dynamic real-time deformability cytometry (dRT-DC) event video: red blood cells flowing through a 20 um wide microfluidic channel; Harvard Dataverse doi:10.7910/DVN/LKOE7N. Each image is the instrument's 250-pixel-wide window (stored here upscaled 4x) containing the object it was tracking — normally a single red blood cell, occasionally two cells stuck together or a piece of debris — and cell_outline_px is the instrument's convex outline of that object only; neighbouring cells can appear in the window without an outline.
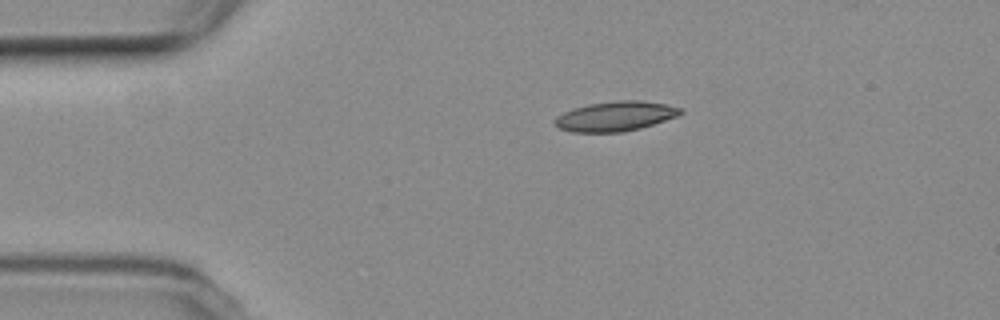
{"species": "common noctule bat (a hibernating species)", "species_latin": "Nyctalus noctula", "temperature_condition": "room temperature", "stored_images_in_passage": 3, "camera_frame_rate_fps": 3000, "um_per_image_px": 0.085, "animal": {"sex": "female", "body_mass_g": 19.3, "forearm_length_mm": 54.1}, "frame": {"image": 1, "passage_image": 1, "time_ms": 0.0, "image_size_px": [1000, 320], "cell_outline_px": [[684, 112], [676, 116], [640, 128], [620, 132], [572, 132], [560, 128], [552, 120], [556, 116], [572, 108], [588, 104], [616, 100], [640, 100], [664, 104], [680, 108]], "centroid_in_image_um": [52.26, 9.87], "position_along_channel_um": 32.7, "area_um2": 21.62}}
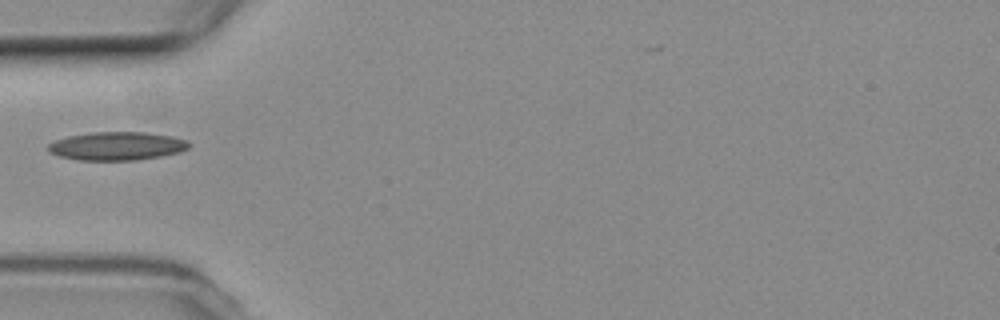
{"frame": {"image": 2, "passage_image": 3, "time_ms": 2.333, "image_size_px": [1000, 320], "cell_outline_px": [[192, 144], [188, 148], [180, 152], [160, 156], [136, 160], [80, 160], [60, 156], [52, 152], [48, 148], [48, 144], [56, 140], [68, 136], [92, 132], [144, 132], [172, 136], [188, 140]], "centroid_in_image_um": [9.99, 12.41], "position_along_channel_um": 75.0, "area_um2": 23.18}}